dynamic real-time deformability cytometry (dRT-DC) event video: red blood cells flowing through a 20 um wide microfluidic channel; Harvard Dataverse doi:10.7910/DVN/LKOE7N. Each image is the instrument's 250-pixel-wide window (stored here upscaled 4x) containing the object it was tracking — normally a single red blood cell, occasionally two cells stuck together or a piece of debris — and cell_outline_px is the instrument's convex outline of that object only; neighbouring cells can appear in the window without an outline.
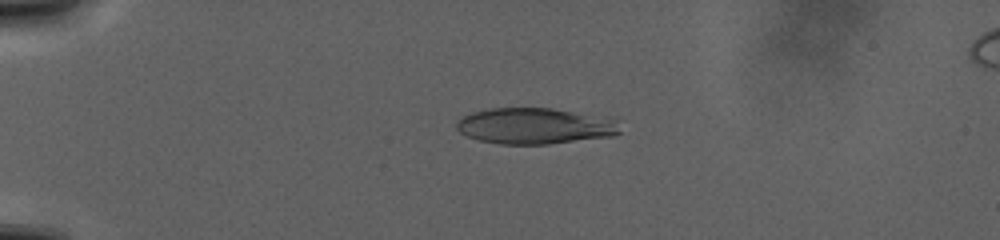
{"species": "human", "species_latin": "Homo sapiens", "temperature_condition": "warm", "stored_images_in_passage": 56, "camera_frame_rate_fps": 3000, "um_per_image_px": 0.085, "donor": {"sex": "male"}, "frame": {"image": 1, "passage_image": 19, "time_ms": 10.0, "image_size_px": [1000, 240], "cell_outline_px": [[620, 132], [612, 136], [548, 144], [500, 144], [480, 140], [468, 136], [460, 132], [456, 128], [456, 124], [464, 116], [472, 112], [488, 108], [552, 108], [572, 112], [612, 124]], "centroid_in_image_um": [45.23, 10.73], "position_along_channel_um": 39.8, "area_um2": 32.83}}
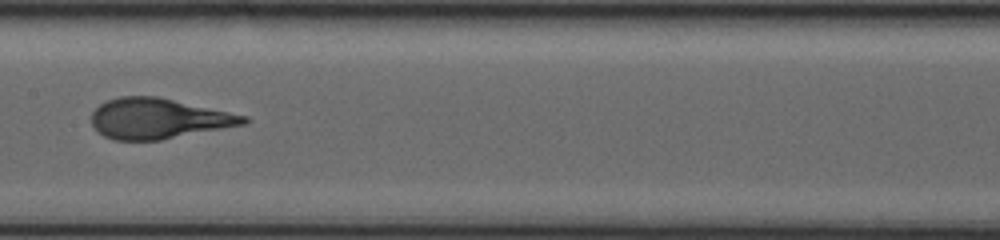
{"frame": {"image": 2, "passage_image": 39, "time_ms": 21.667, "image_size_px": [1000, 240], "cell_outline_px": [[252, 120], [244, 124], [160, 140], [112, 140], [96, 132], [92, 124], [92, 112], [100, 104], [108, 100], [120, 96], [156, 96], [248, 116]], "centroid_in_image_um": [13.44, 10.08], "position_along_channel_um": 194.0, "area_um2": 35.66}}
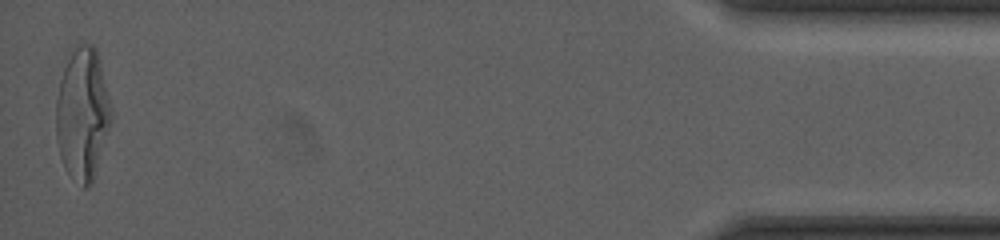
{"frame": {"image": 3, "passage_image": 56, "time_ms": 38.667, "image_size_px": [1000, 240], "cell_outline_px": [[112, 120], [92, 184], [88, 188], [84, 188], [64, 168], [60, 156], [56, 136], [56, 100], [60, 80], [68, 48], [76, 44], [92, 44], [96, 48], [112, 108]], "centroid_in_image_um": [7.0, 9.63], "position_along_channel_um": 428.2, "area_um2": 43.0}}